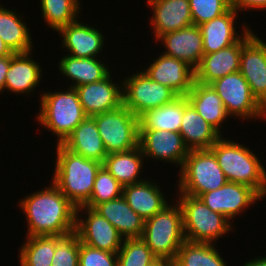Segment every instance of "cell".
<instances>
[{"mask_svg":"<svg viewBox=\"0 0 266 266\" xmlns=\"http://www.w3.org/2000/svg\"><path fill=\"white\" fill-rule=\"evenodd\" d=\"M19 200L26 236H64L75 231L77 207L53 184Z\"/></svg>","mask_w":266,"mask_h":266,"instance_id":"1","label":"cell"},{"mask_svg":"<svg viewBox=\"0 0 266 266\" xmlns=\"http://www.w3.org/2000/svg\"><path fill=\"white\" fill-rule=\"evenodd\" d=\"M56 146L57 157L51 182L76 207L84 206L90 200L96 174L102 163L74 153L63 144Z\"/></svg>","mask_w":266,"mask_h":266,"instance_id":"2","label":"cell"},{"mask_svg":"<svg viewBox=\"0 0 266 266\" xmlns=\"http://www.w3.org/2000/svg\"><path fill=\"white\" fill-rule=\"evenodd\" d=\"M222 137L209 149L215 154L227 181L248 185L265 198L266 170L261 160L248 146Z\"/></svg>","mask_w":266,"mask_h":266,"instance_id":"3","label":"cell"},{"mask_svg":"<svg viewBox=\"0 0 266 266\" xmlns=\"http://www.w3.org/2000/svg\"><path fill=\"white\" fill-rule=\"evenodd\" d=\"M67 90V91H66ZM56 92L46 91L40 95V109L37 121L40 126L57 137L56 144H62L87 115L80 103L77 90L68 89Z\"/></svg>","mask_w":266,"mask_h":266,"instance_id":"4","label":"cell"},{"mask_svg":"<svg viewBox=\"0 0 266 266\" xmlns=\"http://www.w3.org/2000/svg\"><path fill=\"white\" fill-rule=\"evenodd\" d=\"M175 202H169L161 211L144 221L141 237L157 258L171 262L176 259L178 250L186 240L182 210L178 201Z\"/></svg>","mask_w":266,"mask_h":266,"instance_id":"5","label":"cell"},{"mask_svg":"<svg viewBox=\"0 0 266 266\" xmlns=\"http://www.w3.org/2000/svg\"><path fill=\"white\" fill-rule=\"evenodd\" d=\"M177 197L182 210L184 235L187 241L214 244L226 233H231L232 221L221 213L211 210L199 197L186 194H178Z\"/></svg>","mask_w":266,"mask_h":266,"instance_id":"6","label":"cell"},{"mask_svg":"<svg viewBox=\"0 0 266 266\" xmlns=\"http://www.w3.org/2000/svg\"><path fill=\"white\" fill-rule=\"evenodd\" d=\"M178 172V194L199 197L205 192L217 190L227 182L210 149L190 150Z\"/></svg>","mask_w":266,"mask_h":266,"instance_id":"7","label":"cell"},{"mask_svg":"<svg viewBox=\"0 0 266 266\" xmlns=\"http://www.w3.org/2000/svg\"><path fill=\"white\" fill-rule=\"evenodd\" d=\"M92 117L107 154L125 152L139 146V117L124 105Z\"/></svg>","mask_w":266,"mask_h":266,"instance_id":"8","label":"cell"},{"mask_svg":"<svg viewBox=\"0 0 266 266\" xmlns=\"http://www.w3.org/2000/svg\"><path fill=\"white\" fill-rule=\"evenodd\" d=\"M210 85L222 99L230 118L266 120V109L252 95L250 86L240 71L214 80Z\"/></svg>","mask_w":266,"mask_h":266,"instance_id":"9","label":"cell"},{"mask_svg":"<svg viewBox=\"0 0 266 266\" xmlns=\"http://www.w3.org/2000/svg\"><path fill=\"white\" fill-rule=\"evenodd\" d=\"M122 81L123 105L140 117L144 112L172 102L178 95L169 87L153 81L143 70Z\"/></svg>","mask_w":266,"mask_h":266,"instance_id":"10","label":"cell"},{"mask_svg":"<svg viewBox=\"0 0 266 266\" xmlns=\"http://www.w3.org/2000/svg\"><path fill=\"white\" fill-rule=\"evenodd\" d=\"M83 212L85 216H81ZM75 232L81 243L111 253H118L124 241L118 230L107 219L86 206L76 209Z\"/></svg>","mask_w":266,"mask_h":266,"instance_id":"11","label":"cell"},{"mask_svg":"<svg viewBox=\"0 0 266 266\" xmlns=\"http://www.w3.org/2000/svg\"><path fill=\"white\" fill-rule=\"evenodd\" d=\"M211 210L221 213L228 220L234 221L236 215L240 216L247 208L263 197L248 185L226 182L217 190L205 192L199 196ZM234 218V219H233Z\"/></svg>","mask_w":266,"mask_h":266,"instance_id":"12","label":"cell"},{"mask_svg":"<svg viewBox=\"0 0 266 266\" xmlns=\"http://www.w3.org/2000/svg\"><path fill=\"white\" fill-rule=\"evenodd\" d=\"M139 146L145 160L169 162L179 165V170L190 152L179 132L166 130H139Z\"/></svg>","mask_w":266,"mask_h":266,"instance_id":"13","label":"cell"},{"mask_svg":"<svg viewBox=\"0 0 266 266\" xmlns=\"http://www.w3.org/2000/svg\"><path fill=\"white\" fill-rule=\"evenodd\" d=\"M240 73L252 95L266 109V42L256 34L242 45Z\"/></svg>","mask_w":266,"mask_h":266,"instance_id":"14","label":"cell"},{"mask_svg":"<svg viewBox=\"0 0 266 266\" xmlns=\"http://www.w3.org/2000/svg\"><path fill=\"white\" fill-rule=\"evenodd\" d=\"M110 73L101 81L75 87L87 116L108 112L123 105L122 80L115 83ZM114 82H113V81Z\"/></svg>","mask_w":266,"mask_h":266,"instance_id":"15","label":"cell"},{"mask_svg":"<svg viewBox=\"0 0 266 266\" xmlns=\"http://www.w3.org/2000/svg\"><path fill=\"white\" fill-rule=\"evenodd\" d=\"M250 30L235 44L215 53L204 54L195 69V81L210 84L214 80L240 71L242 45L254 34Z\"/></svg>","mask_w":266,"mask_h":266,"instance_id":"16","label":"cell"},{"mask_svg":"<svg viewBox=\"0 0 266 266\" xmlns=\"http://www.w3.org/2000/svg\"><path fill=\"white\" fill-rule=\"evenodd\" d=\"M143 71L153 81L169 87L178 96H186L195 82V70L191 66L163 53Z\"/></svg>","mask_w":266,"mask_h":266,"instance_id":"17","label":"cell"},{"mask_svg":"<svg viewBox=\"0 0 266 266\" xmlns=\"http://www.w3.org/2000/svg\"><path fill=\"white\" fill-rule=\"evenodd\" d=\"M62 39V48L68 55L77 58H98L104 52L105 36L94 26L80 22L79 19L57 31Z\"/></svg>","mask_w":266,"mask_h":266,"instance_id":"18","label":"cell"},{"mask_svg":"<svg viewBox=\"0 0 266 266\" xmlns=\"http://www.w3.org/2000/svg\"><path fill=\"white\" fill-rule=\"evenodd\" d=\"M156 42H161L165 48L163 54L187 63L194 70L204 55L203 37L196 25L165 33Z\"/></svg>","mask_w":266,"mask_h":266,"instance_id":"19","label":"cell"},{"mask_svg":"<svg viewBox=\"0 0 266 266\" xmlns=\"http://www.w3.org/2000/svg\"><path fill=\"white\" fill-rule=\"evenodd\" d=\"M155 40L165 33L193 25L189 0H147Z\"/></svg>","mask_w":266,"mask_h":266,"instance_id":"20","label":"cell"},{"mask_svg":"<svg viewBox=\"0 0 266 266\" xmlns=\"http://www.w3.org/2000/svg\"><path fill=\"white\" fill-rule=\"evenodd\" d=\"M238 12L229 8L224 14L199 26L203 37L204 54L215 53L238 42L250 27L243 24L242 35L236 31Z\"/></svg>","mask_w":266,"mask_h":266,"instance_id":"21","label":"cell"},{"mask_svg":"<svg viewBox=\"0 0 266 266\" xmlns=\"http://www.w3.org/2000/svg\"><path fill=\"white\" fill-rule=\"evenodd\" d=\"M32 52L15 53L12 56L5 79V91L8 90L13 94H28L29 96L36 86H39L44 74L40 63L32 58Z\"/></svg>","mask_w":266,"mask_h":266,"instance_id":"22","label":"cell"},{"mask_svg":"<svg viewBox=\"0 0 266 266\" xmlns=\"http://www.w3.org/2000/svg\"><path fill=\"white\" fill-rule=\"evenodd\" d=\"M153 180L146 177L144 181L123 187L122 196L131 209L144 220L153 217L169 204L160 184Z\"/></svg>","mask_w":266,"mask_h":266,"instance_id":"23","label":"cell"},{"mask_svg":"<svg viewBox=\"0 0 266 266\" xmlns=\"http://www.w3.org/2000/svg\"><path fill=\"white\" fill-rule=\"evenodd\" d=\"M94 210L107 219L124 239L142 237L145 220L131 209L123 196L100 203Z\"/></svg>","mask_w":266,"mask_h":266,"instance_id":"24","label":"cell"},{"mask_svg":"<svg viewBox=\"0 0 266 266\" xmlns=\"http://www.w3.org/2000/svg\"><path fill=\"white\" fill-rule=\"evenodd\" d=\"M179 133L189 150L209 149L222 136L193 108L186 96Z\"/></svg>","mask_w":266,"mask_h":266,"instance_id":"25","label":"cell"},{"mask_svg":"<svg viewBox=\"0 0 266 266\" xmlns=\"http://www.w3.org/2000/svg\"><path fill=\"white\" fill-rule=\"evenodd\" d=\"M62 144L68 150L100 163H103L107 156L95 119L91 116H87L78 124L72 134Z\"/></svg>","mask_w":266,"mask_h":266,"instance_id":"26","label":"cell"},{"mask_svg":"<svg viewBox=\"0 0 266 266\" xmlns=\"http://www.w3.org/2000/svg\"><path fill=\"white\" fill-rule=\"evenodd\" d=\"M186 98L203 119L223 136L220 130L223 127L222 123L230 116L226 113L222 99L214 88L210 84L195 81Z\"/></svg>","mask_w":266,"mask_h":266,"instance_id":"27","label":"cell"},{"mask_svg":"<svg viewBox=\"0 0 266 266\" xmlns=\"http://www.w3.org/2000/svg\"><path fill=\"white\" fill-rule=\"evenodd\" d=\"M98 58H77L66 54L61 57L57 68L65 78L70 79L69 87L75 88L83 84L101 81L110 72L109 66Z\"/></svg>","mask_w":266,"mask_h":266,"instance_id":"28","label":"cell"},{"mask_svg":"<svg viewBox=\"0 0 266 266\" xmlns=\"http://www.w3.org/2000/svg\"><path fill=\"white\" fill-rule=\"evenodd\" d=\"M144 158L140 146H137L125 152L107 154L102 166L124 187L145 180L140 175Z\"/></svg>","mask_w":266,"mask_h":266,"instance_id":"29","label":"cell"},{"mask_svg":"<svg viewBox=\"0 0 266 266\" xmlns=\"http://www.w3.org/2000/svg\"><path fill=\"white\" fill-rule=\"evenodd\" d=\"M20 12L10 10L0 4V37L14 53L33 51V40Z\"/></svg>","mask_w":266,"mask_h":266,"instance_id":"30","label":"cell"},{"mask_svg":"<svg viewBox=\"0 0 266 266\" xmlns=\"http://www.w3.org/2000/svg\"><path fill=\"white\" fill-rule=\"evenodd\" d=\"M185 109V96L144 112L139 117V130H166L179 132Z\"/></svg>","mask_w":266,"mask_h":266,"instance_id":"31","label":"cell"},{"mask_svg":"<svg viewBox=\"0 0 266 266\" xmlns=\"http://www.w3.org/2000/svg\"><path fill=\"white\" fill-rule=\"evenodd\" d=\"M213 243L185 240L178 250L173 266H228Z\"/></svg>","mask_w":266,"mask_h":266,"instance_id":"32","label":"cell"},{"mask_svg":"<svg viewBox=\"0 0 266 266\" xmlns=\"http://www.w3.org/2000/svg\"><path fill=\"white\" fill-rule=\"evenodd\" d=\"M19 250L20 266H52L56 236H26Z\"/></svg>","mask_w":266,"mask_h":266,"instance_id":"33","label":"cell"},{"mask_svg":"<svg viewBox=\"0 0 266 266\" xmlns=\"http://www.w3.org/2000/svg\"><path fill=\"white\" fill-rule=\"evenodd\" d=\"M79 0H40L42 17L50 29L57 32L80 16Z\"/></svg>","mask_w":266,"mask_h":266,"instance_id":"34","label":"cell"},{"mask_svg":"<svg viewBox=\"0 0 266 266\" xmlns=\"http://www.w3.org/2000/svg\"><path fill=\"white\" fill-rule=\"evenodd\" d=\"M123 186L101 166L95 178L90 200L84 205L94 209L98 204L120 198Z\"/></svg>","mask_w":266,"mask_h":266,"instance_id":"35","label":"cell"},{"mask_svg":"<svg viewBox=\"0 0 266 266\" xmlns=\"http://www.w3.org/2000/svg\"><path fill=\"white\" fill-rule=\"evenodd\" d=\"M156 258L142 238H128L117 253V266H147Z\"/></svg>","mask_w":266,"mask_h":266,"instance_id":"36","label":"cell"},{"mask_svg":"<svg viewBox=\"0 0 266 266\" xmlns=\"http://www.w3.org/2000/svg\"><path fill=\"white\" fill-rule=\"evenodd\" d=\"M80 239L74 231L68 235L56 236V250L52 266H79Z\"/></svg>","mask_w":266,"mask_h":266,"instance_id":"37","label":"cell"},{"mask_svg":"<svg viewBox=\"0 0 266 266\" xmlns=\"http://www.w3.org/2000/svg\"><path fill=\"white\" fill-rule=\"evenodd\" d=\"M193 25L211 21L224 14L229 8L228 0H189Z\"/></svg>","mask_w":266,"mask_h":266,"instance_id":"38","label":"cell"},{"mask_svg":"<svg viewBox=\"0 0 266 266\" xmlns=\"http://www.w3.org/2000/svg\"><path fill=\"white\" fill-rule=\"evenodd\" d=\"M79 266H117V253L95 249L80 242Z\"/></svg>","mask_w":266,"mask_h":266,"instance_id":"39","label":"cell"},{"mask_svg":"<svg viewBox=\"0 0 266 266\" xmlns=\"http://www.w3.org/2000/svg\"><path fill=\"white\" fill-rule=\"evenodd\" d=\"M229 6L238 13L246 10L266 9V0H228Z\"/></svg>","mask_w":266,"mask_h":266,"instance_id":"40","label":"cell"},{"mask_svg":"<svg viewBox=\"0 0 266 266\" xmlns=\"http://www.w3.org/2000/svg\"><path fill=\"white\" fill-rule=\"evenodd\" d=\"M15 53L9 56L0 57V94L3 93L5 87V79L10 66V60Z\"/></svg>","mask_w":266,"mask_h":266,"instance_id":"41","label":"cell"},{"mask_svg":"<svg viewBox=\"0 0 266 266\" xmlns=\"http://www.w3.org/2000/svg\"><path fill=\"white\" fill-rule=\"evenodd\" d=\"M243 266H266V256L250 259L248 262L246 261Z\"/></svg>","mask_w":266,"mask_h":266,"instance_id":"42","label":"cell"},{"mask_svg":"<svg viewBox=\"0 0 266 266\" xmlns=\"http://www.w3.org/2000/svg\"><path fill=\"white\" fill-rule=\"evenodd\" d=\"M147 266H173V263L165 258H156L154 261H152Z\"/></svg>","mask_w":266,"mask_h":266,"instance_id":"43","label":"cell"},{"mask_svg":"<svg viewBox=\"0 0 266 266\" xmlns=\"http://www.w3.org/2000/svg\"><path fill=\"white\" fill-rule=\"evenodd\" d=\"M13 52L10 50V48L4 43L2 38L0 37V57L9 56Z\"/></svg>","mask_w":266,"mask_h":266,"instance_id":"44","label":"cell"}]
</instances>
